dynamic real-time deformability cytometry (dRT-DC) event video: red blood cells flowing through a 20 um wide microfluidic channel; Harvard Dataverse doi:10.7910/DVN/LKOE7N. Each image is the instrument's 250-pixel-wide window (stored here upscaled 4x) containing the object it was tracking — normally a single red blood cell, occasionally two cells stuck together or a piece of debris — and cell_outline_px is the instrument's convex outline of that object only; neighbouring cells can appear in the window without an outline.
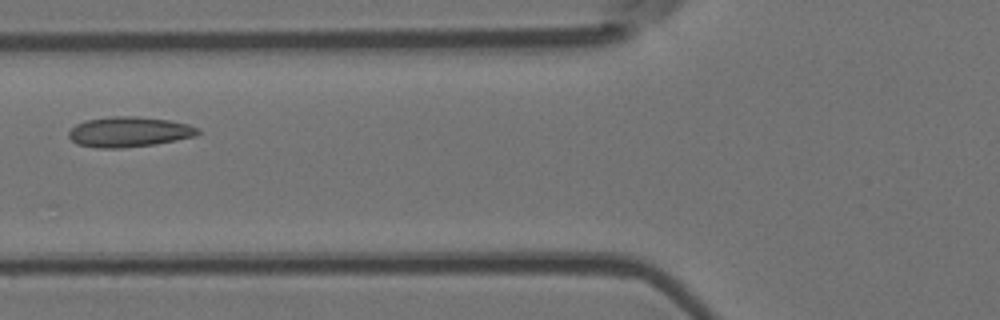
{"species": "Egyptian fruit bat (a non-hibernating species)", "species_latin": "Rousettus aegyptiacus", "temperature_condition": "room temperature", "stored_images_in_passage": 4, "camera_frame_rate_fps": 3000, "um_per_image_px": 0.085, "animal": {"sex": "female"}, "frame": {"image": 1, "passage_image": 4, "time_ms": 1.0, "image_size_px": [1000, 320], "cell_outline_px": [[200, 132], [196, 136], [156, 144], [120, 148], [100, 148], [76, 144], [68, 136], [68, 132], [76, 124], [84, 120], [112, 116], [136, 116], [168, 120], [188, 124], [200, 128]], "centroid_in_image_um": [10.97, 11.2], "position_along_channel_um": 114.8, "area_um2": 22.83}}